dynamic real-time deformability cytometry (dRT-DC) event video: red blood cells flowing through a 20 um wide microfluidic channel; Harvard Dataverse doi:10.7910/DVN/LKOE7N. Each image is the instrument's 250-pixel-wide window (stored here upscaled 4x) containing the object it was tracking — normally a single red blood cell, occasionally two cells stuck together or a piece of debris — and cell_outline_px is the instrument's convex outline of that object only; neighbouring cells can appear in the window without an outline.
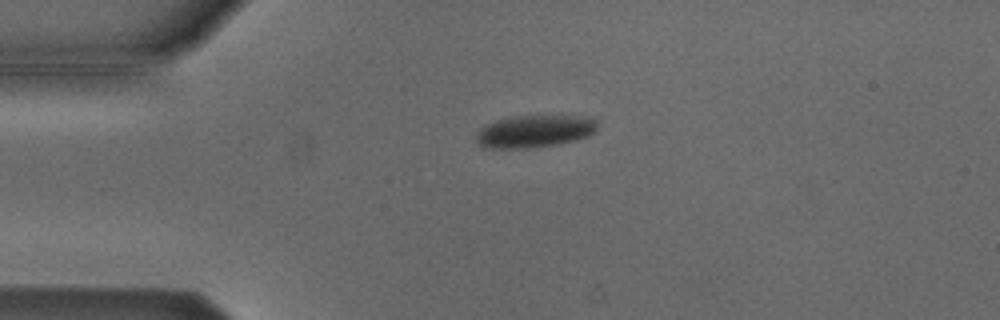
{"species": "Egyptian fruit bat (a non-hibernating species)", "species_latin": "Rousettus aegyptiacus", "temperature_condition": "cold", "stored_images_in_passage": 43, "camera_frame_rate_fps": 3000, "um_per_image_px": 0.085, "animal": {"sex": "male"}, "frame": {"image": 1, "passage_image": 2, "time_ms": 0.333, "image_size_px": [1000, 320], "cell_outline_px": [[596, 132], [588, 136], [576, 140], [560, 144], [528, 148], [492, 148], [480, 144], [476, 140], [476, 136], [480, 128], [496, 120], [516, 116], [592, 116], [596, 120]], "centroid_in_image_um": [45.5, 11.15], "position_along_channel_um": 39.5, "area_um2": 22.83}}
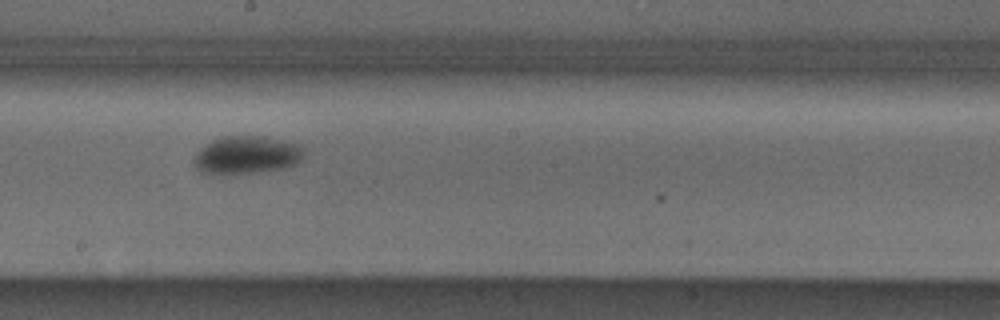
{"frame": {"image": 2, "passage_image": 19, "time_ms": 6.0, "image_size_px": [1000, 320], "cell_outline_px": [[304, 156], [296, 164], [284, 168], [256, 172], [200, 172], [196, 168], [192, 160], [196, 152], [204, 144], [220, 136], [264, 136], [304, 144]], "centroid_in_image_um": [21.01, 13.13], "position_along_channel_um": 227.2, "area_um2": 24.33}}
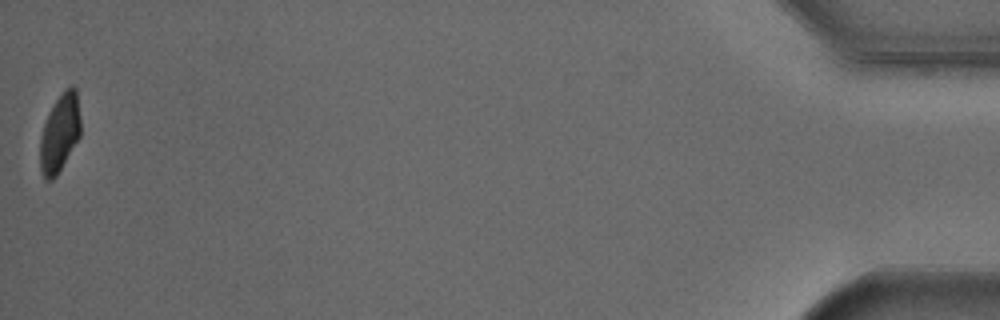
{"frame": {"image": 3, "passage_image": 43, "time_ms": 14.0, "image_size_px": [1000, 320], "cell_outline_px": [[80, 136], [56, 176], [52, 180], [44, 180], [40, 172], [40, 136], [44, 124], [52, 104], [72, 84], [76, 88], [80, 120]], "centroid_in_image_um": [5.06, 11.34], "position_along_channel_um": 430.1, "area_um2": 18.26}, "authors_computed_cell_mechanics": {"area_um2": 23.0044, "velocity_mm_per_s": 3.8057, "shape_relaxation_time_tau1_ms": 3.7704, "shape_relaxation_time_tau2_ms": null, "deformation_change_tau1": 0.1051, "deformation_change_tau2": null}}